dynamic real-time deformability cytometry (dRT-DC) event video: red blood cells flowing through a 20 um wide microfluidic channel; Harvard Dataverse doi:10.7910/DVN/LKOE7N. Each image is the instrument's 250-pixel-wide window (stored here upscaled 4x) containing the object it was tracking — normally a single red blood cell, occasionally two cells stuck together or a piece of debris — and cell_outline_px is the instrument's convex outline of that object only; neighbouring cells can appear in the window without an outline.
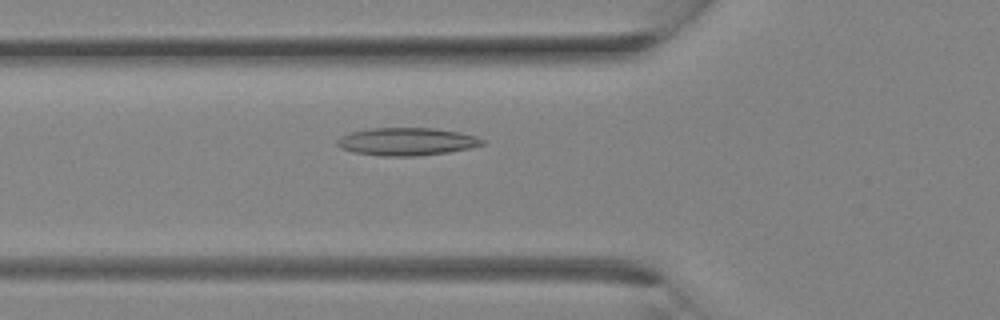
{"species": "Egyptian fruit bat (a non-hibernating species)", "species_latin": "Rousettus aegyptiacus", "temperature_condition": "room temperature", "stored_images_in_passage": 30, "camera_frame_rate_fps": 3000, "um_per_image_px": 0.085, "animal": {"sex": "female"}, "frame": {"image": 1, "passage_image": 8, "time_ms": 2.333, "image_size_px": [1000, 320], "cell_outline_px": [[484, 144], [468, 148], [448, 152], [416, 156], [380, 156], [352, 152], [340, 148], [336, 144], [336, 140], [340, 136], [352, 132], [372, 128], [432, 128], [460, 132], [476, 136], [484, 140]], "centroid_in_image_um": [34.54, 12.04], "position_along_channel_um": 91.3, "area_um2": 23.47}}
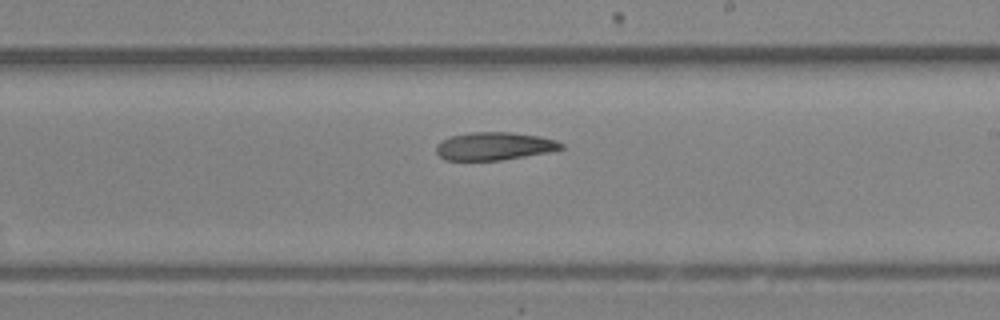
{"frame": {"image": 2, "passage_image": 16, "time_ms": 5.0, "image_size_px": [1000, 320], "cell_outline_px": [[564, 148], [548, 152], [500, 160], [444, 160], [436, 152], [436, 144], [452, 136], [472, 132], [512, 132], [540, 136], [556, 140], [564, 144]], "centroid_in_image_um": [42.03, 12.42], "position_along_channel_um": 247.0, "area_um2": 20.23}}
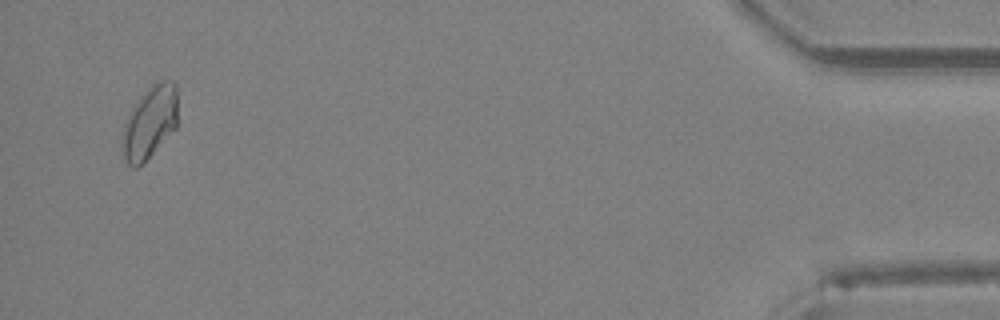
{"frame": {"image": 3, "passage_image": 29, "time_ms": 9.333, "image_size_px": [1000, 320], "cell_outline_px": [[176, 128], [144, 164], [136, 168], [132, 168], [124, 160], [124, 124], [132, 108], [140, 96], [156, 80], [176, 80]], "centroid_in_image_um": [12.76, 10.4], "position_along_channel_um": 422.4, "area_um2": 23.35}}